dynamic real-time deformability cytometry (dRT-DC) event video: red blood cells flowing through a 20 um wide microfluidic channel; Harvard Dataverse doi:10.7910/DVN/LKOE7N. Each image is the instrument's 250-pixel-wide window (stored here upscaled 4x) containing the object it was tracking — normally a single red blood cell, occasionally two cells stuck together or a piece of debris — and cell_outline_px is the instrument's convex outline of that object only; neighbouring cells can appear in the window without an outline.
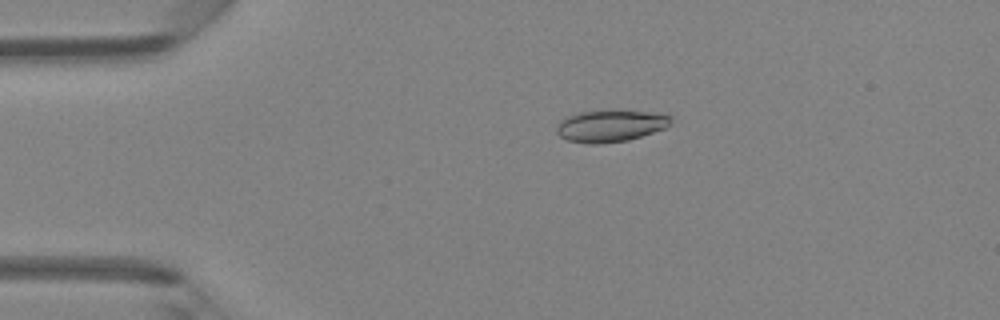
{"species": "Egyptian fruit bat (a non-hibernating species)", "species_latin": "Rousettus aegyptiacus", "temperature_condition": "room temperature", "stored_images_in_passage": 47, "camera_frame_rate_fps": 3000, "um_per_image_px": 0.085, "animal": {"sex": "female"}, "frame": {"image": 1, "passage_image": 9, "time_ms": 2.667, "image_size_px": [1000, 320], "cell_outline_px": [[672, 124], [664, 128], [628, 140], [600, 144], [588, 144], [568, 140], [560, 136], [556, 132], [556, 124], [560, 120], [568, 116], [580, 112], [616, 108], [672, 116]], "centroid_in_image_um": [51.85, 10.67], "position_along_channel_um": 33.1, "area_um2": 21.56}}
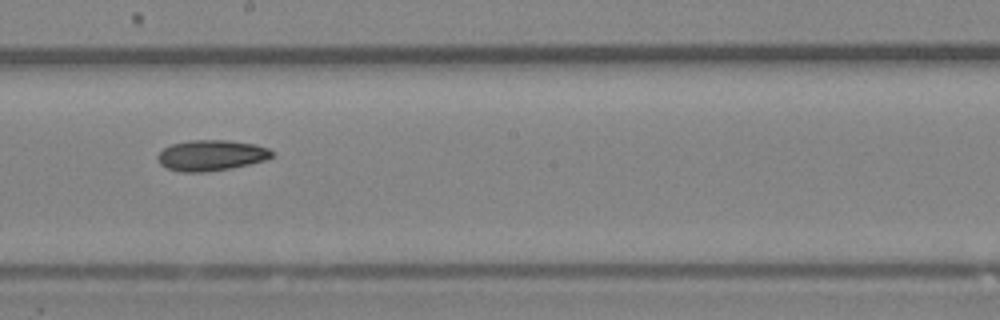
{"frame": {"image": 2, "passage_image": 26, "time_ms": 8.333, "image_size_px": [1000, 320], "cell_outline_px": [[276, 156], [268, 160], [232, 168], [204, 172], [180, 172], [168, 168], [160, 164], [156, 156], [164, 148], [172, 144], [188, 140], [228, 140], [256, 144], [268, 148], [276, 152]], "centroid_in_image_um": [18.02, 13.2], "position_along_channel_um": 230.2, "area_um2": 20.81}}
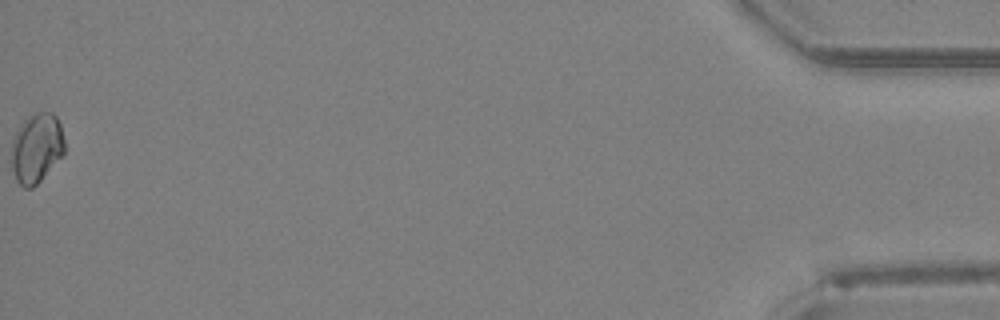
{"frame": {"image": 3, "passage_image": 47, "time_ms": 15.333, "image_size_px": [1000, 320], "cell_outline_px": [[64, 152], [40, 180], [32, 188], [24, 188], [16, 180], [12, 168], [12, 140], [20, 124], [28, 116], [36, 112], [52, 112], [56, 116], [60, 124], [64, 140]], "centroid_in_image_um": [3.09, 12.56], "position_along_channel_um": 432.1, "area_um2": 21.27}, "authors_computed_cell_mechanics": {"area_um2": 20.4612, "velocity_mm_per_s": 4.3002, "shape_relaxation_time_tau1_ms": 9.1025, "shape_relaxation_time_tau2_ms": null, "deformation_change_tau1": 0.1124, "deformation_change_tau2": null}}